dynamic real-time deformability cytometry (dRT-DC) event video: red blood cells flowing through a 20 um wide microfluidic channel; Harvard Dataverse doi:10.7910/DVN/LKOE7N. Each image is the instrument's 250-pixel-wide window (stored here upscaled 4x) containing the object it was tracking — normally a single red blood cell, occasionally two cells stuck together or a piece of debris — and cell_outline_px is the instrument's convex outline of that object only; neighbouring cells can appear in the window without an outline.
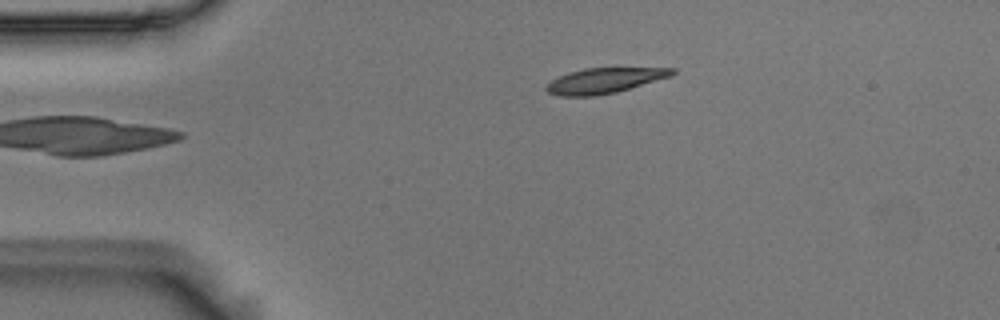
{"species": "Egyptian fruit bat (a non-hibernating species)", "species_latin": "Rousettus aegyptiacus", "temperature_condition": "room temperature", "stored_images_in_passage": 6, "segment_of_instrument_passage": [2, 2], "camera_frame_rate_fps": 3000, "um_per_image_px": 0.085, "animal": {"sex": "male"}, "frame": {"image": 1, "passage_image": 6, "time_ms": 1.667, "image_size_px": [1000, 320], "cell_outline_px": [[676, 72], [672, 76], [616, 92], [596, 96], [560, 96], [548, 92], [544, 88], [552, 80], [568, 72], [584, 68], [676, 68]], "centroid_in_image_um": [51.39, 6.85], "position_along_channel_um": 33.6, "area_um2": 18.5}}